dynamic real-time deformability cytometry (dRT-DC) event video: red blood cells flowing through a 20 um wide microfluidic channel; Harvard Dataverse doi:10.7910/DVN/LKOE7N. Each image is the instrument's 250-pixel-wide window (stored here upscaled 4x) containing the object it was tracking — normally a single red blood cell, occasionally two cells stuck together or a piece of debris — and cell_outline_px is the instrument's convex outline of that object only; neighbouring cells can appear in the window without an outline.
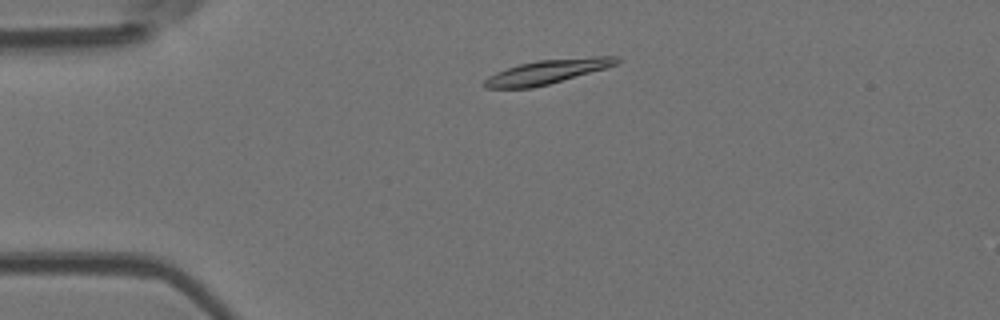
{"species": "Egyptian fruit bat (a non-hibernating species)", "species_latin": "Rousettus aegyptiacus", "temperature_condition": "room temperature", "stored_images_in_passage": 43, "camera_frame_rate_fps": 3000, "um_per_image_px": 0.085, "animal": {"sex": "female"}, "frame": {"image": 1, "passage_image": 1, "time_ms": 0.0, "image_size_px": [1000, 320], "cell_outline_px": [[620, 60], [616, 64], [604, 68], [548, 84], [532, 88], [484, 88], [480, 84], [488, 76], [496, 72], [520, 64], [536, 60], [592, 56], [620, 56]], "centroid_in_image_um": [46.47, 6.09], "position_along_channel_um": 38.5, "area_um2": 18.55}}
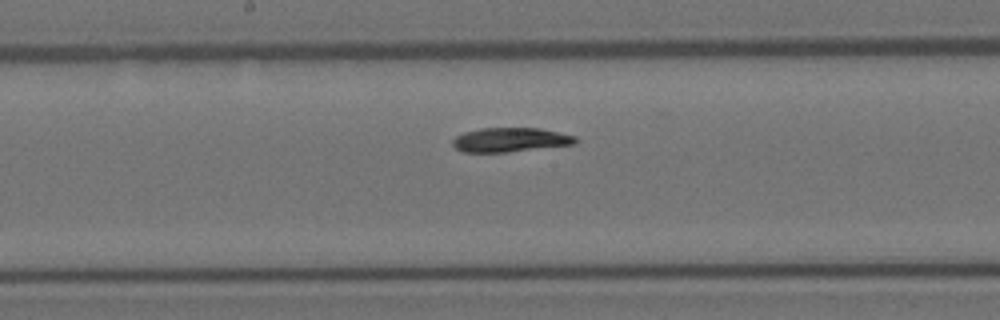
{"frame": {"image": 2, "passage_image": 17, "time_ms": 5.333, "image_size_px": [1000, 320], "cell_outline_px": [[580, 140], [576, 144], [508, 152], [464, 152], [456, 148], [452, 144], [452, 140], [456, 136], [464, 132], [480, 128], [540, 128], [576, 136]], "centroid_in_image_um": [43.4, 11.88], "position_along_channel_um": 204.8, "area_um2": 17.46}}
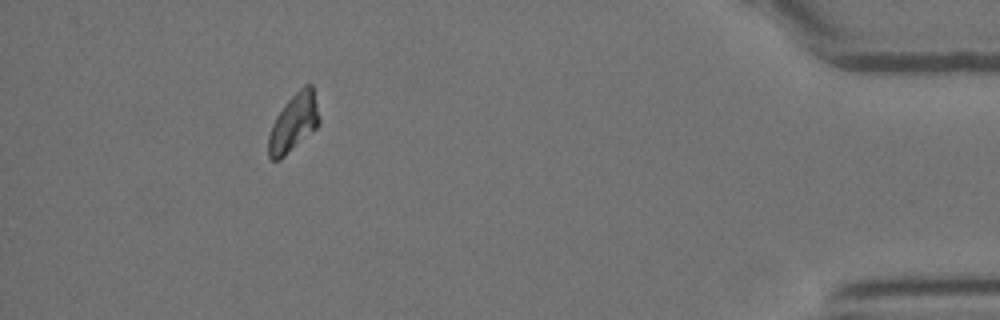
{"frame": {"image": 3, "passage_image": 38, "time_ms": 12.333, "image_size_px": [1000, 320], "cell_outline_px": [[320, 124], [316, 128], [280, 160], [272, 160], [268, 156], [268, 136], [272, 124], [276, 116], [288, 100], [304, 84], [312, 84], [320, 116]], "centroid_in_image_um": [24.96, 10.43], "position_along_channel_um": 410.2, "area_um2": 17.05}, "authors_computed_cell_mechanics": {"area_um2": 17.6868, "velocity_mm_per_s": 3.7512, "shape_relaxation_time_tau1_ms": 5.6648, "shape_relaxation_time_tau2_ms": 8.5475, "deformation_change_tau1": 0.1765, "deformation_change_tau2": 0.1148}}